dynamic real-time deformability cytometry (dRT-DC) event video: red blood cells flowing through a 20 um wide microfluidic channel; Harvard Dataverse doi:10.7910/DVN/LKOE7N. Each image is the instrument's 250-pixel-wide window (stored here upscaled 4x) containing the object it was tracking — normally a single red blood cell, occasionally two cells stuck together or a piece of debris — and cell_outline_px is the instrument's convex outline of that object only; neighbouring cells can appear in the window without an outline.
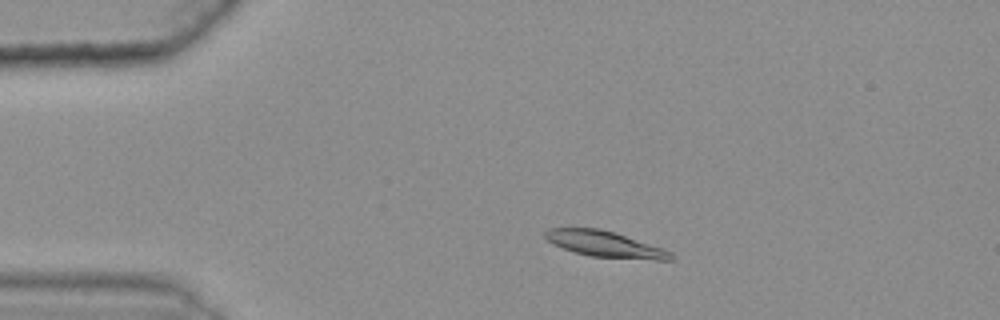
{"species": "common noctule bat (a hibernating species)", "species_latin": "Nyctalus noctula", "temperature_condition": "warm", "stored_images_in_passage": 43, "camera_frame_rate_fps": 3000, "um_per_image_px": 0.085, "animal": {"sex": "female", "body_mass_g": 25.1}, "frame": {"image": 1, "passage_image": 8, "time_ms": 2.333, "image_size_px": [1000, 320], "cell_outline_px": [[676, 256], [672, 260], [656, 260], [592, 256], [576, 252], [564, 248], [548, 240], [544, 236], [544, 232], [548, 228], [600, 228], [616, 232], [672, 252]], "centroid_in_image_um": [51.46, 20.74], "position_along_channel_um": 33.5, "area_um2": 18.79}}
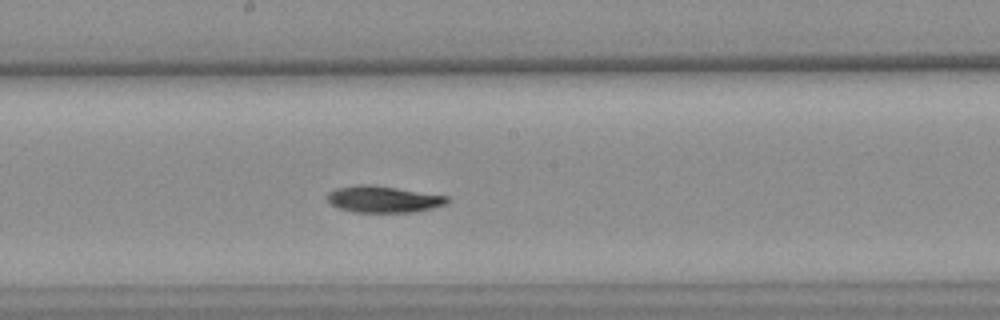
{"frame": {"image": 2, "passage_image": 27, "time_ms": 8.667, "image_size_px": [1000, 320], "cell_outline_px": [[448, 204], [416, 212], [352, 212], [336, 208], [328, 200], [328, 192], [336, 188], [356, 184], [372, 184], [448, 196]], "centroid_in_image_um": [32.57, 16.93], "position_along_channel_um": 215.6, "area_um2": 18.73}}
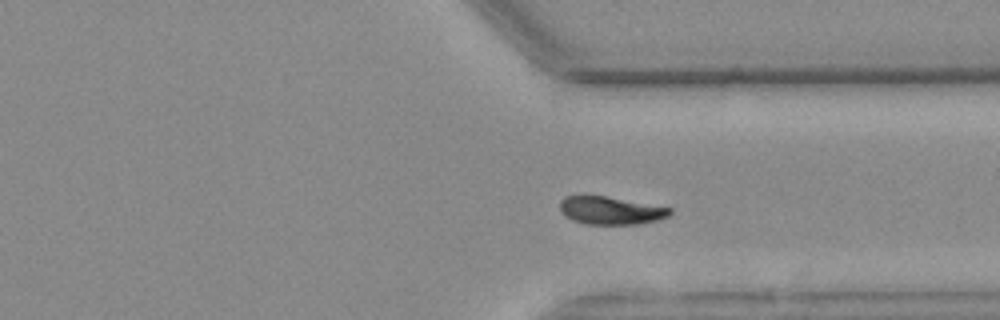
{"frame": {"image": 3, "passage_image": 39, "time_ms": 12.667, "image_size_px": [1000, 320], "cell_outline_px": [[672, 212], [668, 216], [656, 220], [640, 224], [584, 224], [572, 220], [564, 216], [560, 208], [560, 200], [564, 196], [576, 192], [604, 196], [672, 208]], "centroid_in_image_um": [51.8, 17.86], "position_along_channel_um": 359.6, "area_um2": 18.32}, "authors_computed_cell_mechanics": {"area_um2": 18.785, "velocity_mm_per_s": 3.5815, "shape_relaxation_time_tau1_ms": 5.475, "shape_relaxation_time_tau2_ms": null, "deformation_change_tau1": 0.1445, "deformation_change_tau2": null}}